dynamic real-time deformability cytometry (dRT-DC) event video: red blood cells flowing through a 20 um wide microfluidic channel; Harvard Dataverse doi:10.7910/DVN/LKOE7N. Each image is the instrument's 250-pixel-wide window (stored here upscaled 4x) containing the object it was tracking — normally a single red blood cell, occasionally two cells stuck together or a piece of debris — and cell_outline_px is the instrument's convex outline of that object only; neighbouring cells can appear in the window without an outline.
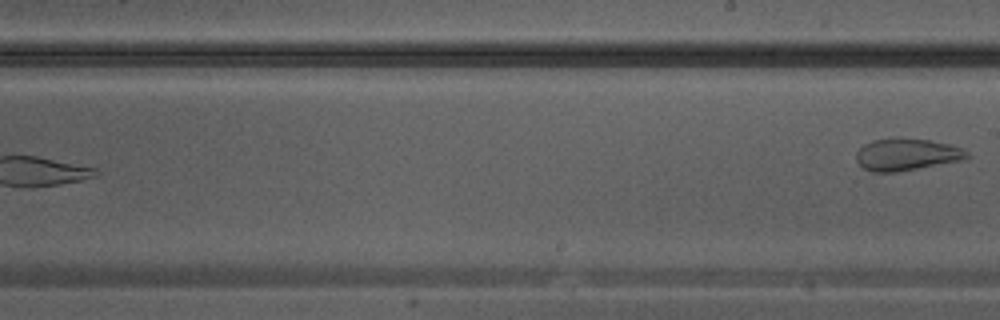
{"species": "Egyptian fruit bat (a non-hibernating species)", "species_latin": "Rousettus aegyptiacus", "temperature_condition": "warm", "stored_images_in_passage": 18, "camera_frame_rate_fps": 3000, "um_per_image_px": 0.085, "animal": {"sex": "male"}, "frame": {"image": 1, "passage_image": 18, "time_ms": 5.667, "image_size_px": [1000, 320], "cell_outline_px": [[972, 156], [968, 160], [896, 172], [872, 172], [864, 168], [856, 160], [856, 152], [864, 144], [872, 140], [892, 136], [928, 140], [948, 144], [960, 148], [968, 152]], "centroid_in_image_um": [77.09, 13.12], "position_along_channel_um": 211.9, "area_um2": 21.15}}